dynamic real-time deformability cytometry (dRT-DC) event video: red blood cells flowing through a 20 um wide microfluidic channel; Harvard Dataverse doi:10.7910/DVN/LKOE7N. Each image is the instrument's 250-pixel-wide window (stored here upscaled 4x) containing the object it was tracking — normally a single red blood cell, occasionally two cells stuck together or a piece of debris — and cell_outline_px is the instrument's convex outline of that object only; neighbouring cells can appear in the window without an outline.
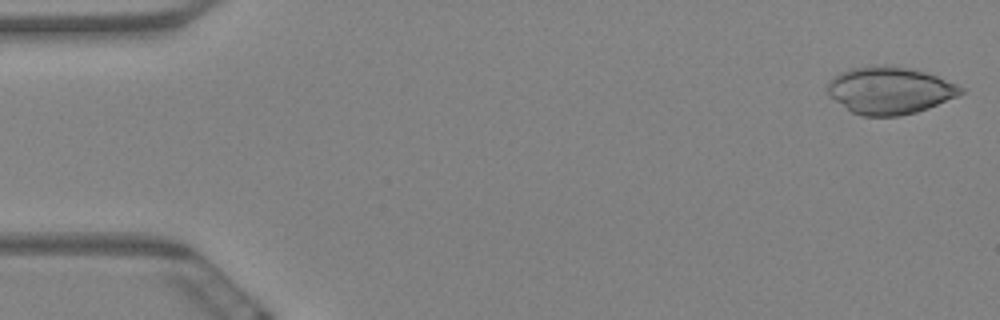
{"species": "Egyptian fruit bat (a non-hibernating species)", "species_latin": "Rousettus aegyptiacus", "temperature_condition": "warm", "stored_images_in_passage": 5, "camera_frame_rate_fps": 3000, "um_per_image_px": 0.085, "animal": {"sex": "female"}, "frame": {"image": 1, "passage_image": 1, "time_ms": 0.0, "image_size_px": [1000, 320], "cell_outline_px": [[968, 88], [960, 96], [928, 108], [916, 112], [900, 116], [860, 116], [852, 112], [828, 96], [828, 80], [832, 76], [848, 68], [868, 64], [884, 64], [908, 68], [924, 72], [936, 76]], "centroid_in_image_um": [75.62, 7.67], "position_along_channel_um": 9.4, "area_um2": 37.34}}